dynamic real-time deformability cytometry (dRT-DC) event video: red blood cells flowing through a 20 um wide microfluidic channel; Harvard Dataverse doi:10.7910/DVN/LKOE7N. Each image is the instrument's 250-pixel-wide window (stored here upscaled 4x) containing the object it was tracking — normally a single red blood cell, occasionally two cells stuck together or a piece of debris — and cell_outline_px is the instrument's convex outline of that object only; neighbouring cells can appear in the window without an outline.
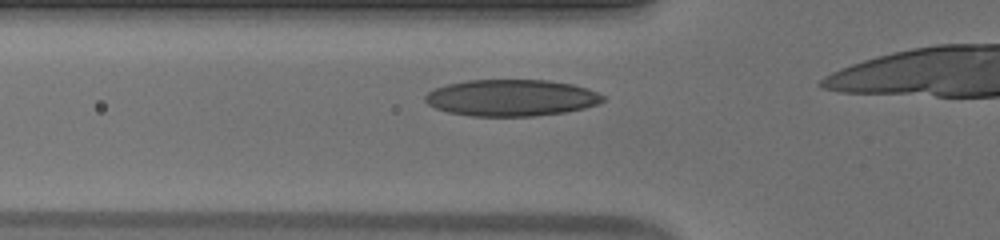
{"species": "human", "species_latin": "Homo sapiens", "temperature_condition": "warm", "stored_images_in_passage": 17, "camera_frame_rate_fps": 3000, "um_per_image_px": 0.085, "donor": {"sex": "male"}, "frame": {"image": 1, "passage_image": 6, "time_ms": 1.667, "image_size_px": [1000, 240], "cell_outline_px": [[604, 100], [600, 104], [584, 108], [564, 112], [536, 116], [472, 116], [448, 112], [436, 108], [428, 104], [424, 100], [424, 96], [428, 92], [436, 88], [448, 84], [468, 80], [548, 80], [572, 84], [588, 88], [604, 96]], "centroid_in_image_um": [43.48, 8.31], "position_along_channel_um": 82.3, "area_um2": 37.92}}
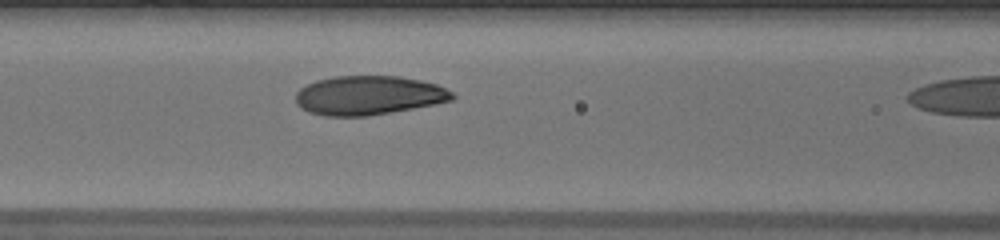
{"frame": {"image": 2, "passage_image": 10, "time_ms": 3.0, "image_size_px": [1000, 240], "cell_outline_px": [[456, 96], [452, 100], [412, 108], [368, 116], [324, 116], [308, 112], [300, 108], [296, 104], [296, 92], [300, 88], [316, 80], [336, 76], [400, 76], [420, 80], [436, 84], [452, 92]], "centroid_in_image_um": [31.29, 8.11], "position_along_channel_um": 135.3, "area_um2": 35.6}}